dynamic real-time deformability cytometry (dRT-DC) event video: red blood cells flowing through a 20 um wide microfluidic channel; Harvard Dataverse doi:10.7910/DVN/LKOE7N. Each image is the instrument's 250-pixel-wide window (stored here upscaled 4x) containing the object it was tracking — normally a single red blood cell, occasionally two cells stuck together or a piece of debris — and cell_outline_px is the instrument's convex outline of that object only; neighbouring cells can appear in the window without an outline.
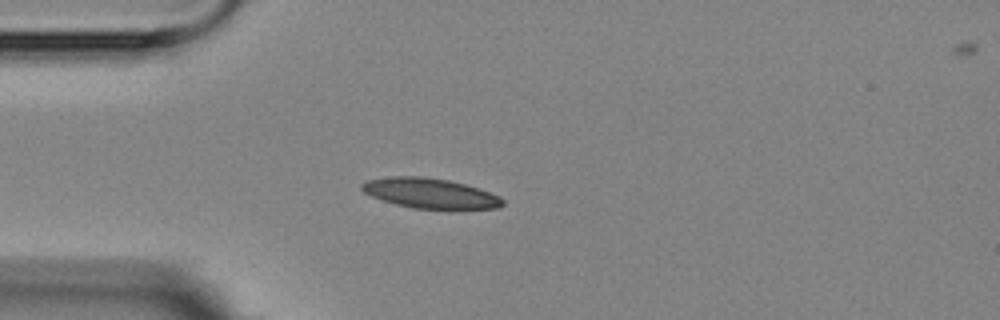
{"species": "Egyptian fruit bat (a non-hibernating species)", "species_latin": "Rousettus aegyptiacus", "temperature_condition": "room temperature", "stored_images_in_passage": 2, "camera_frame_rate_fps": 3000, "um_per_image_px": 0.085, "animal": {"sex": "female"}, "frame": {"image": 1, "passage_image": 2, "time_ms": 1.333, "image_size_px": [1000, 320], "cell_outline_px": [[504, 204], [500, 208], [412, 208], [396, 204], [372, 196], [364, 192], [360, 188], [360, 184], [364, 180], [392, 176], [424, 176], [448, 180], [480, 188], [500, 196], [504, 200]], "centroid_in_image_um": [36.54, 16.41], "position_along_channel_um": 48.5, "area_um2": 24.57}}